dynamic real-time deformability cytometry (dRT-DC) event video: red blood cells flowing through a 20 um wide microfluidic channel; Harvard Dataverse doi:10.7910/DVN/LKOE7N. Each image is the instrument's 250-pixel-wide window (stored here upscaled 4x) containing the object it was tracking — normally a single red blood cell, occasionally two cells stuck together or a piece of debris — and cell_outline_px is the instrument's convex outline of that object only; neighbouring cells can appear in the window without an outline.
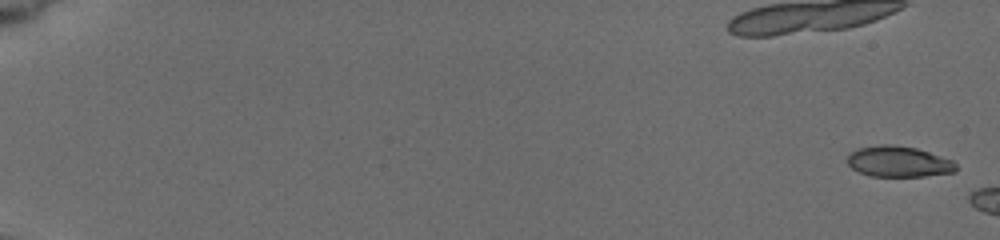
{"species": "common noctule bat (a hibernating species)", "species_latin": "Nyctalus noctula", "temperature_condition": "cold", "stored_images_in_passage": 7, "camera_frame_rate_fps": 3000, "um_per_image_px": 0.085, "animal": {"sex": "female", "body_mass_g": 19.5, "forearm_length_mm": 54.1}, "frame": {"image": 1, "passage_image": 1, "time_ms": 0.0, "image_size_px": [1000, 240], "cell_outline_px": [[956, 172], [924, 176], [872, 176], [860, 172], [852, 168], [848, 164], [848, 156], [852, 152], [860, 148], [880, 144], [892, 144], [916, 148], [952, 160], [956, 164]], "centroid_in_image_um": [76.39, 13.74], "position_along_channel_um": 8.6, "area_um2": 19.31}}